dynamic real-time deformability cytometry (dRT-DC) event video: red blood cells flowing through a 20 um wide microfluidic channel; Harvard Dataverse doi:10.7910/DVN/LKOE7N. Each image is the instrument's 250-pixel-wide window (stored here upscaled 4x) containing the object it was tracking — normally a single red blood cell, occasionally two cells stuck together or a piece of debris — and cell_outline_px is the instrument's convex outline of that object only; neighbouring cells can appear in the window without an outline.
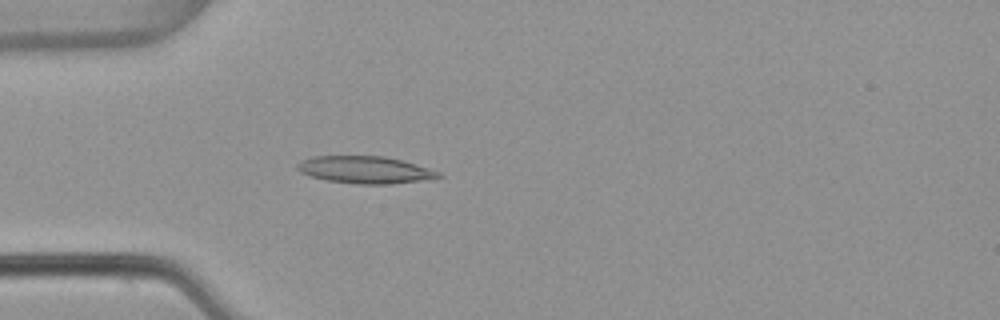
{"species": "common noctule bat (a hibernating species)", "species_latin": "Nyctalus noctula", "temperature_condition": "warm", "stored_images_in_passage": 25, "camera_frame_rate_fps": 3000, "um_per_image_px": 0.085, "animal": {"sex": "female", "body_mass_g": 22.7, "forearm_length_mm": 54.2}, "frame": {"image": 1, "passage_image": 13, "time_ms": 4.0, "image_size_px": [1000, 320], "cell_outline_px": [[444, 176], [436, 180], [392, 184], [360, 184], [328, 180], [312, 176], [300, 172], [296, 168], [296, 164], [312, 156], [384, 156], [400, 160], [440, 172]], "centroid_in_image_um": [31.11, 14.45], "position_along_channel_um": 53.9, "area_um2": 22.43}}
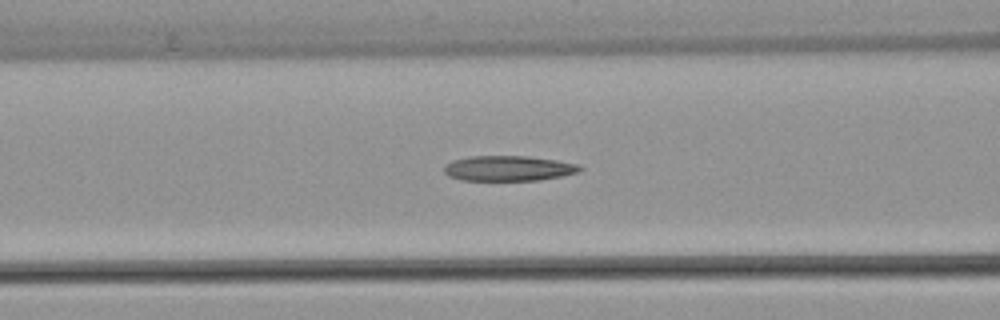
{"frame": {"image": 2, "passage_image": 19, "time_ms": 6.0, "image_size_px": [1000, 320], "cell_outline_px": [[584, 168], [580, 172], [540, 180], [460, 180], [448, 176], [444, 172], [444, 164], [452, 160], [468, 156], [528, 156], [556, 160], [580, 164]], "centroid_in_image_um": [43.22, 14.3], "position_along_channel_um": 123.4, "area_um2": 20.17}}
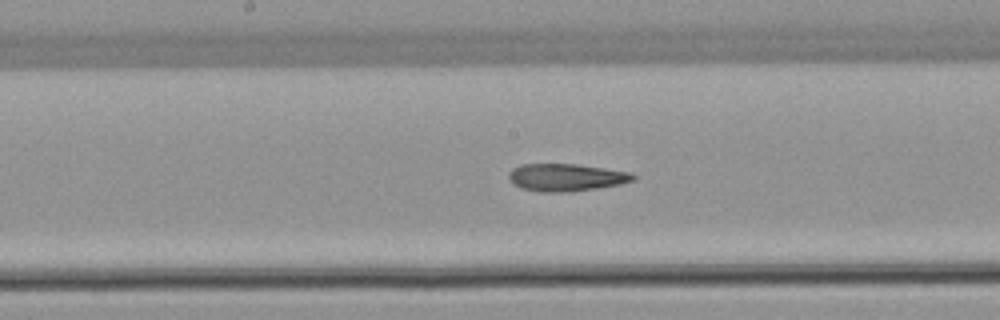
{"frame": {"image": 3, "passage_image": 25, "time_ms": 8.0, "image_size_px": [1000, 320], "cell_outline_px": [[636, 176], [632, 180], [620, 184], [596, 188], [560, 192], [540, 192], [520, 188], [508, 176], [508, 172], [512, 168], [520, 164], [576, 164], [632, 172]], "centroid_in_image_um": [48.1, 15.06], "position_along_channel_um": 200.1, "area_um2": 19.71}}